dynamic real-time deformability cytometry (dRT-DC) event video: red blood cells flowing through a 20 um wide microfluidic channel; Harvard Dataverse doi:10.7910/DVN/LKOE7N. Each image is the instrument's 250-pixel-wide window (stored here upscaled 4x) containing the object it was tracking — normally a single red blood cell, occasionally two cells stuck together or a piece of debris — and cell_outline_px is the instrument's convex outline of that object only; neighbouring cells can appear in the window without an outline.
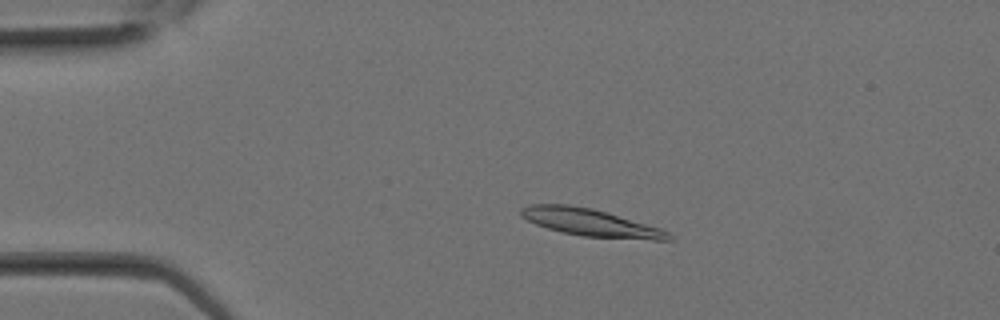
{"species": "Egyptian fruit bat (a non-hibernating species)", "species_latin": "Rousettus aegyptiacus", "temperature_condition": "room temperature", "stored_images_in_passage": 11, "camera_frame_rate_fps": 3000, "um_per_image_px": 0.085, "animal": {"sex": "female"}, "frame": {"image": 1, "passage_image": 5, "time_ms": 1.333, "image_size_px": [1000, 320], "cell_outline_px": [[672, 240], [652, 240], [580, 236], [548, 228], [536, 224], [520, 216], [520, 208], [528, 204], [568, 204], [592, 208], [660, 228], [668, 232], [672, 236]], "centroid_in_image_um": [50.17, 18.91], "position_along_channel_um": 34.8, "area_um2": 23.41}}
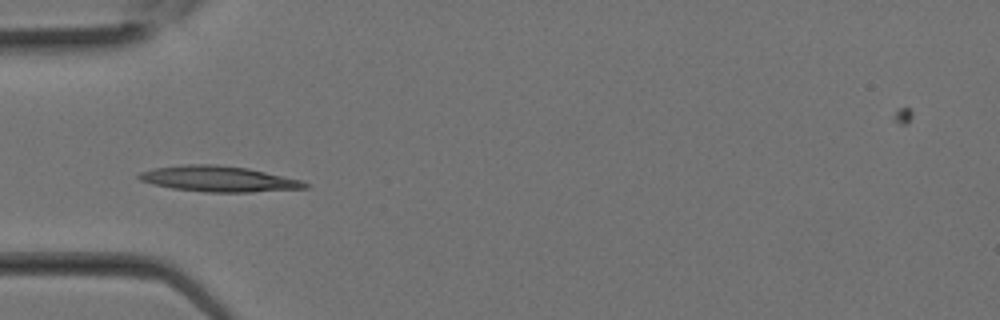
{"frame": {"image": 2, "passage_image": 8, "time_ms": 2.333, "image_size_px": [1000, 320], "cell_outline_px": [[308, 188], [252, 192], [204, 192], [172, 188], [152, 184], [140, 180], [136, 176], [140, 172], [152, 168], [184, 164], [216, 164], [248, 168], [300, 180], [308, 184]], "centroid_in_image_um": [18.53, 15.2], "position_along_channel_um": 66.5, "area_um2": 24.85}}
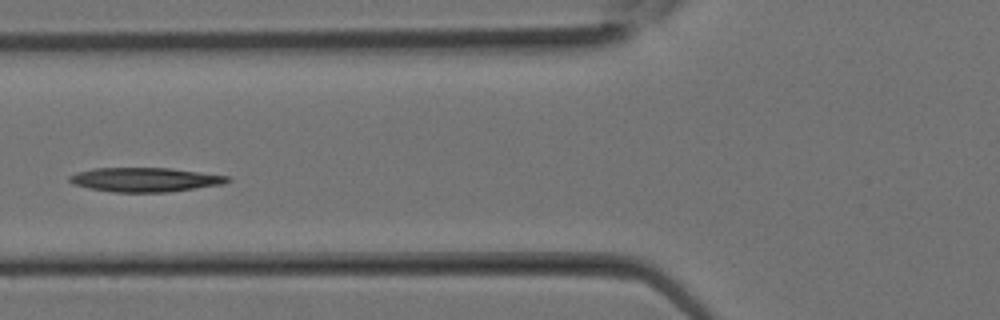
{"frame": {"image": 3, "passage_image": 10, "time_ms": 3.0, "image_size_px": [1000, 320], "cell_outline_px": [[232, 180], [224, 184], [168, 192], [112, 192], [88, 188], [72, 184], [68, 180], [68, 176], [76, 172], [92, 168], [168, 168], [228, 176]], "centroid_in_image_um": [12.28, 15.27], "position_along_channel_um": 113.5, "area_um2": 22.31}}